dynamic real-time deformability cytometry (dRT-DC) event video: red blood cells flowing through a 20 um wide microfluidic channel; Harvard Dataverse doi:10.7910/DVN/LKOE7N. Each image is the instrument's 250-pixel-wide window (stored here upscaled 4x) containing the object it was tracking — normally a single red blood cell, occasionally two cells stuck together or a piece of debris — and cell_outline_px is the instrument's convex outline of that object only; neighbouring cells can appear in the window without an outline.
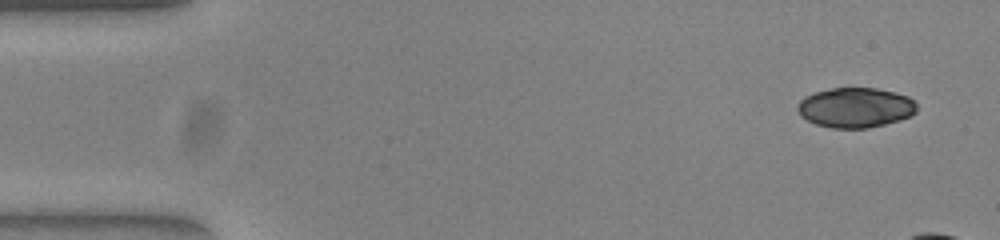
{"species": "common noctule bat (a hibernating species)", "species_latin": "Nyctalus noctula", "temperature_condition": "warm", "stored_images_in_passage": 12, "camera_frame_rate_fps": 3000, "um_per_image_px": 0.085, "animal": {"sex": "female", "body_mass_g": 23.0, "forearm_length_mm": 53.4}, "frame": {"image": 1, "passage_image": 1, "time_ms": 0.0, "image_size_px": [1000, 240], "cell_outline_px": [[916, 112], [912, 116], [900, 120], [884, 124], [864, 128], [832, 128], [816, 124], [800, 116], [796, 108], [800, 100], [804, 96], [816, 92], [832, 88], [876, 88], [908, 96], [916, 104]], "centroid_in_image_um": [72.7, 9.15], "position_along_channel_um": 12.3, "area_um2": 27.69}}